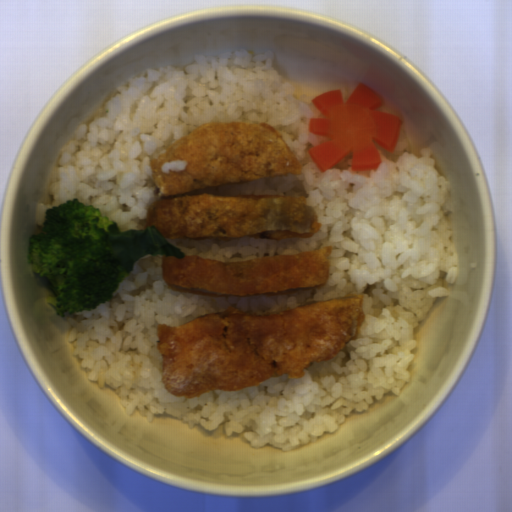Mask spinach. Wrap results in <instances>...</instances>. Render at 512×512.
I'll list each match as a JSON object with an SVG mask.
<instances>
[{
	"label": "spinach",
	"mask_w": 512,
	"mask_h": 512,
	"mask_svg": "<svg viewBox=\"0 0 512 512\" xmlns=\"http://www.w3.org/2000/svg\"><path fill=\"white\" fill-rule=\"evenodd\" d=\"M109 254L126 272L134 269L137 260L148 255L175 256L184 259L186 254L167 240L155 227L113 232L108 240Z\"/></svg>",
	"instance_id": "1"
}]
</instances>
